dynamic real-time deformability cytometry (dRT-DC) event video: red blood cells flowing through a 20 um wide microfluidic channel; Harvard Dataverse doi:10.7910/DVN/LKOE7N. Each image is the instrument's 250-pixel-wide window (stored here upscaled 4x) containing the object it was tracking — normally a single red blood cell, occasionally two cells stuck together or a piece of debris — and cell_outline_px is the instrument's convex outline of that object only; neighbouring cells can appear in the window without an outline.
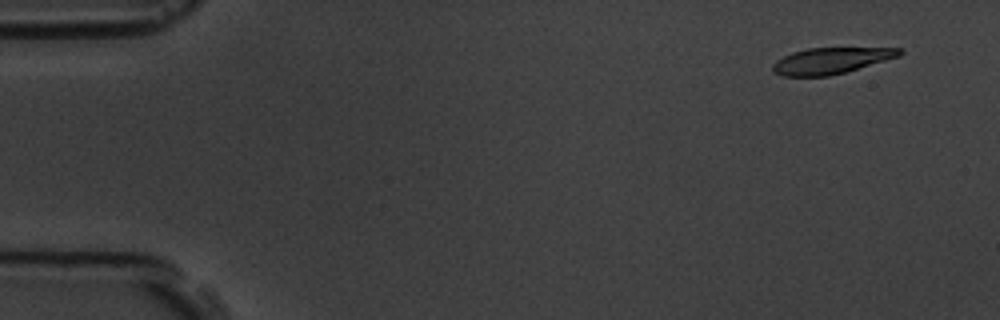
{"species": "common noctule bat (a hibernating species)", "species_latin": "Nyctalus noctula", "temperature_condition": "room temperature", "stored_images_in_passage": 5, "camera_frame_rate_fps": 3000, "um_per_image_px": 0.085, "animal": {"sex": "male", "body_mass_g": 19.5, "forearm_length_mm": 54.6}, "frame": {"image": 1, "passage_image": 1, "time_ms": 0.0, "image_size_px": [1000, 320], "cell_outline_px": [[904, 52], [900, 56], [844, 72], [828, 76], [780, 76], [772, 72], [772, 64], [776, 60], [792, 52], [808, 48], [900, 48]], "centroid_in_image_um": [70.58, 5.16], "position_along_channel_um": 14.4, "area_um2": 19.25}}
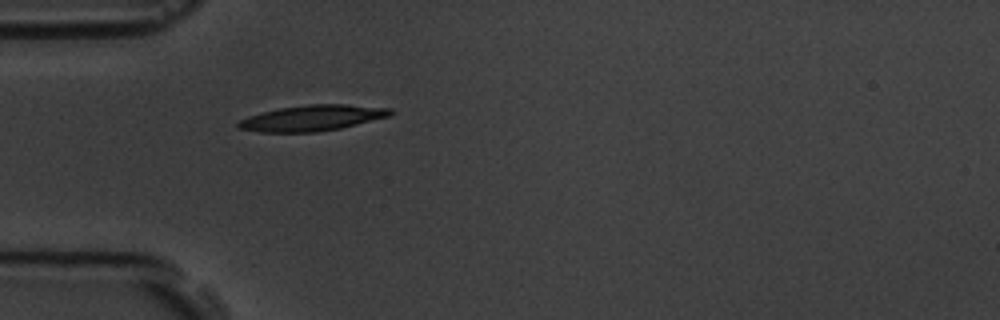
{"frame": {"image": 2, "passage_image": 5, "time_ms": 4.333, "image_size_px": [1000, 320], "cell_outline_px": [[396, 112], [392, 116], [340, 128], [316, 132], [260, 132], [236, 128], [236, 124], [240, 120], [248, 116], [280, 108], [308, 104], [344, 104], [392, 108]], "centroid_in_image_um": [26.59, 10.03], "position_along_channel_um": 58.4, "area_um2": 22.95}}